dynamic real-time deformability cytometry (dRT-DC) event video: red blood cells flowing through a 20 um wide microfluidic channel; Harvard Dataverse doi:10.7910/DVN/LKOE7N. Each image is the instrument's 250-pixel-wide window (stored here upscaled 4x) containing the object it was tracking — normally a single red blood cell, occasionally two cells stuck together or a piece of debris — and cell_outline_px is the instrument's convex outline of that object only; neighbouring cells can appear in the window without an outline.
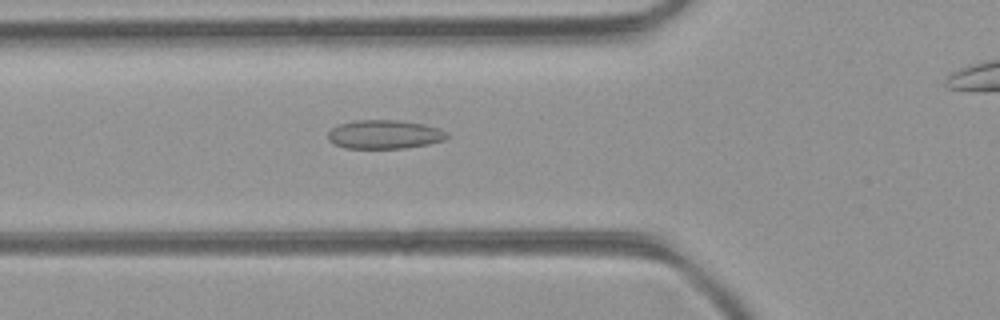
{"species": "common noctule bat (a hibernating species)", "species_latin": "Nyctalus noctula", "temperature_condition": "room temperature", "stored_images_in_passage": 34, "camera_frame_rate_fps": 3000, "um_per_image_px": 0.085, "animal": {"sex": "female", "body_mass_g": 21.9}, "frame": {"image": 1, "passage_image": 7, "time_ms": 2.0, "image_size_px": [1000, 320], "cell_outline_px": [[448, 136], [444, 140], [428, 144], [404, 148], [344, 148], [328, 140], [328, 132], [332, 128], [340, 124], [356, 120], [396, 120], [424, 124], [440, 128], [448, 132]], "centroid_in_image_um": [32.7, 11.42], "position_along_channel_um": 93.1, "area_um2": 19.94}}
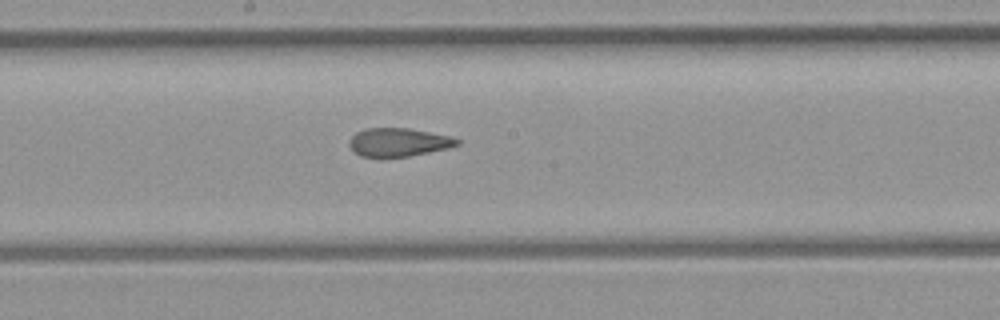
{"frame": {"image": 2, "passage_image": 16, "time_ms": 5.0, "image_size_px": [1000, 320], "cell_outline_px": [[460, 144], [448, 148], [408, 156], [380, 160], [360, 156], [348, 144], [348, 140], [356, 132], [364, 128], [408, 128], [448, 136], [460, 140]], "centroid_in_image_um": [33.8, 12.12], "position_along_channel_um": 214.4, "area_um2": 18.21}}
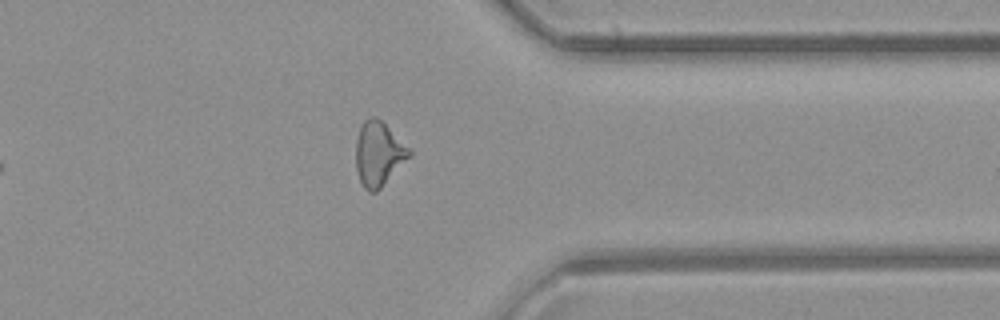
{"frame": {"image": 3, "passage_image": 29, "time_ms": 9.333, "image_size_px": [1000, 320], "cell_outline_px": [[412, 152], [380, 188], [376, 192], [368, 192], [364, 188], [360, 180], [356, 168], [356, 140], [360, 128], [364, 120], [372, 116], [376, 116], [412, 148]], "centroid_in_image_um": [32.17, 13.04], "position_along_channel_um": 379.2, "area_um2": 19.77}, "authors_computed_cell_mechanics": {"area_um2": 18.9006, "velocity_mm_per_s": 4.0079, "shape_relaxation_time_tau1_ms": null, "shape_relaxation_time_tau2_ms": 2.6127, "deformation_change_tau1": null, "deformation_change_tau2": 0.1009}}